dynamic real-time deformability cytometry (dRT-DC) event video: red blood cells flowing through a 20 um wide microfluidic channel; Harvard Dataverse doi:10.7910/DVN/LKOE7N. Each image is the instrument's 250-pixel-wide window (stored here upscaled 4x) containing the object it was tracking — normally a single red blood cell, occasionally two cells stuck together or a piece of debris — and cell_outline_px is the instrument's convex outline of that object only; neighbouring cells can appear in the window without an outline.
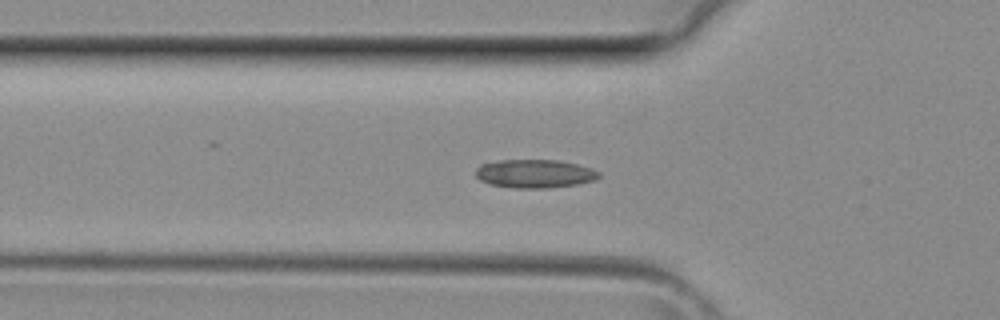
{"species": "common noctule bat (a hibernating species)", "species_latin": "Nyctalus noctula", "temperature_condition": "room temperature", "stored_images_in_passage": 40, "camera_frame_rate_fps": 3000, "um_per_image_px": 0.085, "animal": {"sex": "female", "body_mass_g": 29.2, "forearm_length_mm": 56.3}, "frame": {"image": 1, "passage_image": 12, "time_ms": 3.667, "image_size_px": [1000, 320], "cell_outline_px": [[600, 176], [596, 180], [580, 184], [548, 188], [512, 188], [492, 184], [480, 180], [476, 176], [476, 168], [480, 164], [500, 160], [556, 160], [576, 164], [592, 168], [600, 172]], "centroid_in_image_um": [45.48, 14.77], "position_along_channel_um": 80.3, "area_um2": 20.52}}
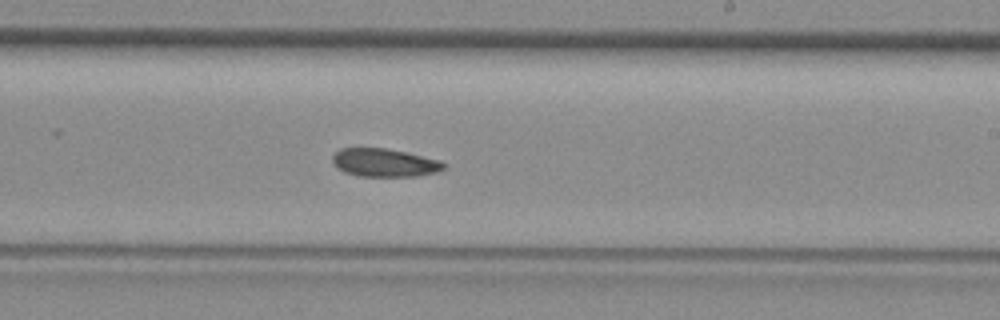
{"frame": {"image": 2, "passage_image": 22, "time_ms": 7.0, "image_size_px": [1000, 320], "cell_outline_px": [[448, 168], [436, 172], [416, 176], [360, 176], [344, 172], [332, 160], [332, 156], [340, 148], [384, 148], [404, 152], [440, 160]], "centroid_in_image_um": [32.7, 13.83], "position_along_channel_um": 256.3, "area_um2": 18.03}}
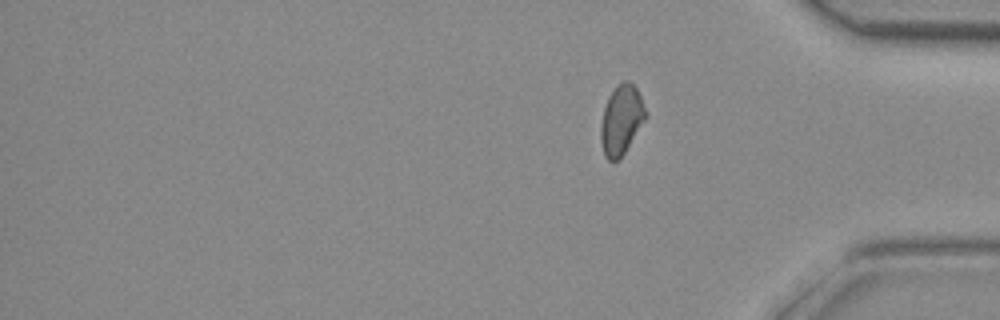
{"frame": {"image": 3, "passage_image": 40, "time_ms": 13.0, "image_size_px": [1000, 320], "cell_outline_px": [[648, 116], [624, 152], [612, 164], [604, 156], [600, 140], [600, 124], [604, 108], [608, 96], [616, 84], [624, 80], [628, 80], [636, 88], [640, 96]], "centroid_in_image_um": [52.79, 10.18], "position_along_channel_um": 382.4, "area_um2": 18.26}}